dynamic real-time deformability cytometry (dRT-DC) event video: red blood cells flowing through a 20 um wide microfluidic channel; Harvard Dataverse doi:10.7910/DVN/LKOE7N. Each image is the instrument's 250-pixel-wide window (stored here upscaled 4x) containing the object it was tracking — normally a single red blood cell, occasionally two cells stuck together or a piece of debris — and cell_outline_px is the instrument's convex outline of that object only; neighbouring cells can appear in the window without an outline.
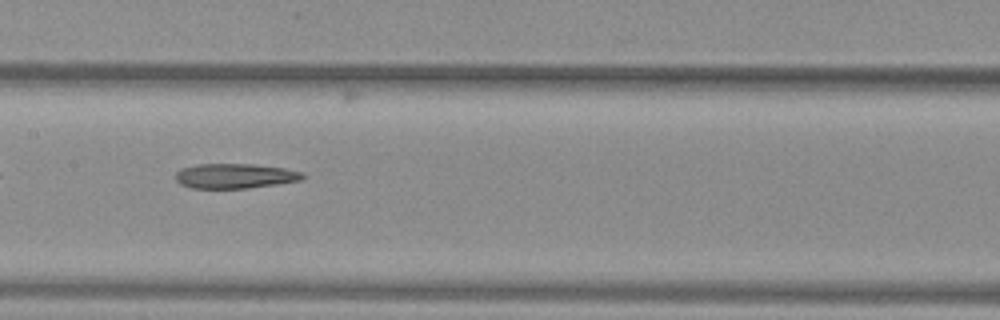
{"species": "common noctule bat (a hibernating species)", "species_latin": "Nyctalus noctula", "temperature_condition": "warm", "stored_images_in_passage": 33, "camera_frame_rate_fps": 3000, "um_per_image_px": 0.085, "animal": {"sex": "female", "body_mass_g": 29.2, "forearm_length_mm": 56.3}, "frame": {"image": 1, "passage_image": 10, "time_ms": 3.0, "image_size_px": [1000, 320], "cell_outline_px": [[304, 176], [300, 180], [276, 184], [248, 188], [192, 188], [180, 184], [176, 180], [176, 172], [180, 168], [196, 164], [256, 164], [284, 168], [304, 172]], "centroid_in_image_um": [19.95, 14.95], "position_along_channel_um": 187.5, "area_um2": 18.44}}
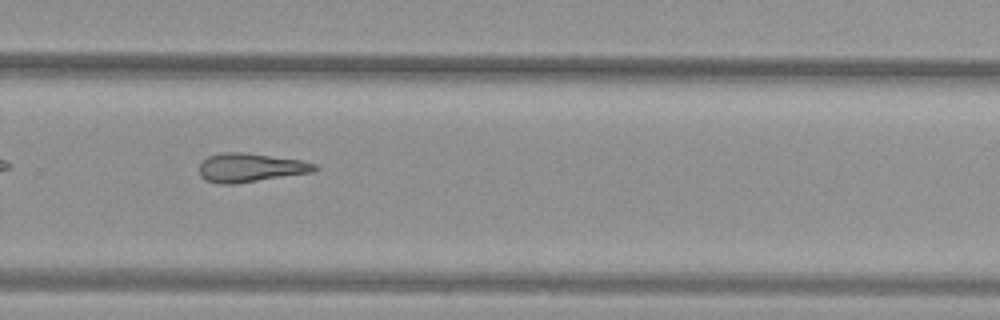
{"frame": {"image": 2, "passage_image": 19, "time_ms": 6.0, "image_size_px": [1000, 320], "cell_outline_px": [[320, 168], [312, 172], [232, 184], [220, 184], [204, 180], [200, 176], [200, 164], [208, 156], [224, 152], [244, 152], [300, 160], [316, 164]], "centroid_in_image_um": [21.26, 14.25], "position_along_channel_um": 308.5, "area_um2": 19.19}, "authors_computed_cell_mechanics": {"area_um2": 19.5942, "velocity_mm_per_s": 4.052, "shape_relaxation_time_tau1_ms": null, "shape_relaxation_time_tau2_ms": 8.5566, "deformation_change_tau1": null, "deformation_change_tau2": 0.247}}